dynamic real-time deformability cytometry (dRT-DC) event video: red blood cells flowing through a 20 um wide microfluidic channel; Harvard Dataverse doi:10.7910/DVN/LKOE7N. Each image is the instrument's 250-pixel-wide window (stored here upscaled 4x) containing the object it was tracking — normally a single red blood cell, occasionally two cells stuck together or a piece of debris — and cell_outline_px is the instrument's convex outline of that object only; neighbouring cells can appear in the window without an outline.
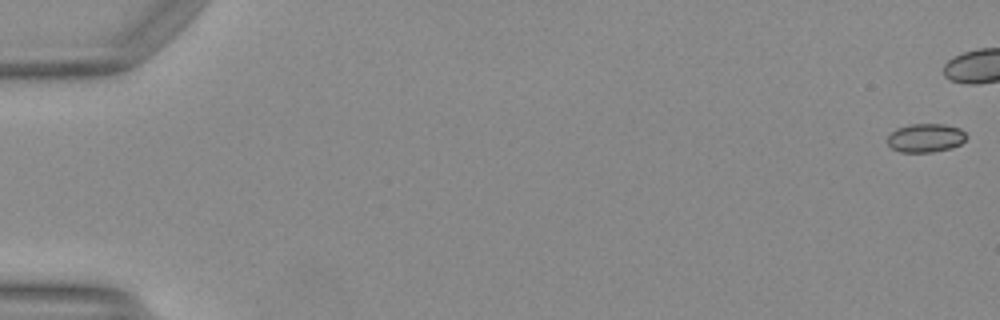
{"species": "Egyptian fruit bat (a non-hibernating species)", "species_latin": "Rousettus aegyptiacus", "temperature_condition": "warm", "stored_images_in_passage": 41, "camera_frame_rate_fps": 3000, "um_per_image_px": 0.085, "animal": {"sex": "female"}, "frame": {"image": 1, "passage_image": 1, "time_ms": 0.0, "image_size_px": [1000, 320], "cell_outline_px": [[968, 136], [960, 144], [952, 148], [932, 152], [900, 152], [892, 148], [888, 144], [888, 136], [896, 128], [912, 124], [944, 124], [960, 128]], "centroid_in_image_um": [78.69, 11.72], "position_along_channel_um": 6.3, "area_um2": 13.18}}
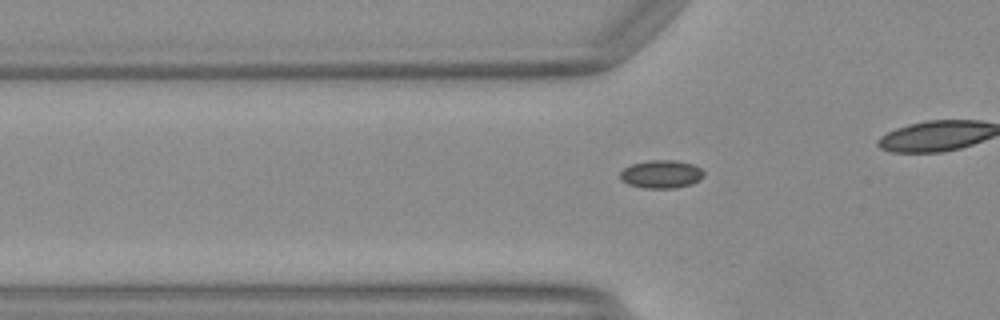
{"frame": {"image": 2, "passage_image": 18, "time_ms": 5.667, "image_size_px": [1000, 320], "cell_outline_px": [[704, 176], [700, 180], [692, 184], [676, 188], [648, 188], [628, 184], [620, 180], [620, 172], [624, 168], [632, 164], [648, 160], [676, 160], [692, 164], [700, 168], [704, 172]], "centroid_in_image_um": [56.22, 14.8], "position_along_channel_um": 69.6, "area_um2": 13.76}}